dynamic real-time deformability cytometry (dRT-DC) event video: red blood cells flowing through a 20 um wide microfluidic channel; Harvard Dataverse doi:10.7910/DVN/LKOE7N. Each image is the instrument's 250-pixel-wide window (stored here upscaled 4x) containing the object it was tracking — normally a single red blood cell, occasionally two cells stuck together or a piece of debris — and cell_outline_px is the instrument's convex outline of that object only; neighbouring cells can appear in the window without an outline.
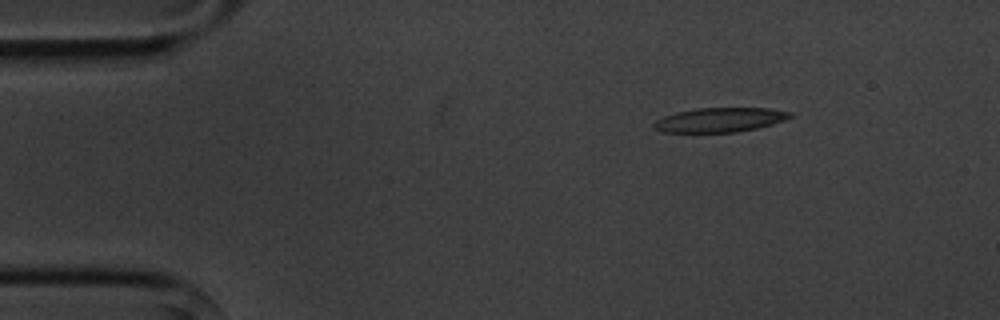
{"species": "common noctule bat (a hibernating species)", "species_latin": "Nyctalus noctula", "temperature_condition": "cold", "stored_images_in_passage": 3, "camera_frame_rate_fps": 3000, "um_per_image_px": 0.085, "animal": {"sex": "male", "body_mass_g": 20.1, "forearm_length_mm": 53.5}, "frame": {"image": 1, "passage_image": 1, "time_ms": 0.0, "image_size_px": [1000, 320], "cell_outline_px": [[792, 116], [784, 120], [772, 124], [756, 128], [736, 132], [664, 132], [652, 128], [652, 124], [656, 120], [664, 116], [676, 112], [696, 108], [768, 108], [792, 112]], "centroid_in_image_um": [61.16, 10.18], "position_along_channel_um": 23.8, "area_um2": 19.31}}